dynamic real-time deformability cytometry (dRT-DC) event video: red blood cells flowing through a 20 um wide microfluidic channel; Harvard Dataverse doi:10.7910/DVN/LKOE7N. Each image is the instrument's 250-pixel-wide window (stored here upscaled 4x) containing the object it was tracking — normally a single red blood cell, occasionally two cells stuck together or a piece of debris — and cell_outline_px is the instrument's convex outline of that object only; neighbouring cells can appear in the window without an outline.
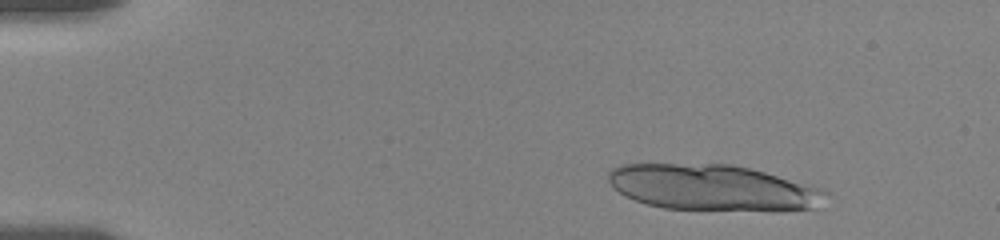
{"species": "human", "species_latin": "Homo sapiens", "temperature_condition": "room temperature", "stored_images_in_passage": 17, "camera_frame_rate_fps": 3000, "um_per_image_px": 0.085, "donor": {"sex": "female"}, "frame": {"image": 1, "passage_image": 6, "time_ms": 1.667, "image_size_px": [1000, 240], "cell_outline_px": [[828, 192], [812, 208], [780, 212], [776, 212], [664, 208], [648, 204], [624, 196], [608, 180], [608, 172], [612, 168], [620, 164], [732, 164], [764, 172], [816, 188]], "centroid_in_image_um": [60.52, 15.96], "position_along_channel_um": 24.5, "area_um2": 57.8}}